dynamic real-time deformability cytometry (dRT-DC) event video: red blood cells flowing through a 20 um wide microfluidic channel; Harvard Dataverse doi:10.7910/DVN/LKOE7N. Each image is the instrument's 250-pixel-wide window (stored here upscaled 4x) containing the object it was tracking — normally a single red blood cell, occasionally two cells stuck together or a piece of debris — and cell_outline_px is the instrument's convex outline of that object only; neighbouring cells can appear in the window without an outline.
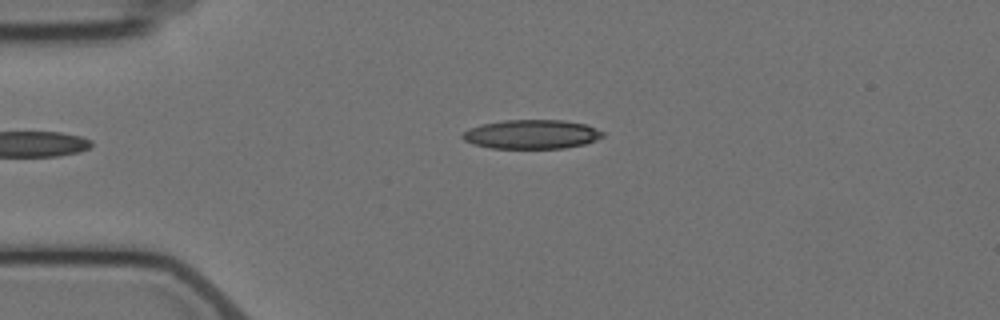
{"species": "Egyptian fruit bat (a non-hibernating species)", "species_latin": "Rousettus aegyptiacus", "temperature_condition": "cold", "stored_images_in_passage": 4, "camera_frame_rate_fps": 3000, "um_per_image_px": 0.085, "animal": {"sex": "female"}, "frame": {"image": 1, "passage_image": 4, "time_ms": 4.333, "image_size_px": [1000, 320], "cell_outline_px": [[604, 136], [596, 140], [584, 144], [564, 148], [492, 148], [472, 144], [464, 140], [460, 136], [468, 128], [480, 124], [504, 120], [564, 120], [588, 124], [604, 132]], "centroid_in_image_um": [45.19, 11.41], "position_along_channel_um": 39.8, "area_um2": 23.99}}